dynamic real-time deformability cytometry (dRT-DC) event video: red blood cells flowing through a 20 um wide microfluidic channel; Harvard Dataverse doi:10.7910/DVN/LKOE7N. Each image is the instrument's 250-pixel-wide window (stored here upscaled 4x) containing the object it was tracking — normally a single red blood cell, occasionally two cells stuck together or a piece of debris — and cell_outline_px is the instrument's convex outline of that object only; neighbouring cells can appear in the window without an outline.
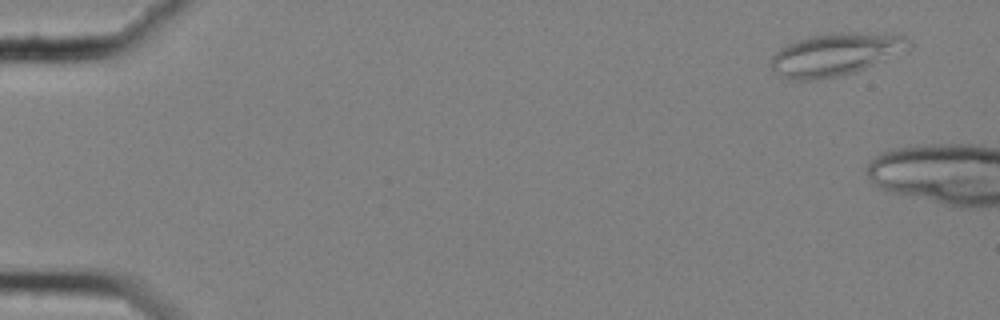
{"species": "common noctule bat (a hibernating species)", "species_latin": "Nyctalus noctula", "temperature_condition": "cold", "stored_images_in_passage": 5, "camera_frame_rate_fps": 3000, "um_per_image_px": 0.085, "animal": {"sex": "female", "body_mass_g": 25.1}, "frame": {"image": 1, "passage_image": 1, "time_ms": 0.0, "image_size_px": [1000, 320], "cell_outline_px": [[912, 44], [908, 52], [864, 68], [852, 72], [836, 76], [816, 80], [796, 80], [780, 76], [768, 64], [772, 56], [780, 48], [788, 44], [812, 36], [836, 32], [896, 32], [912, 40]], "centroid_in_image_um": [71.13, 4.59], "position_along_channel_um": 13.9, "area_um2": 34.74}}